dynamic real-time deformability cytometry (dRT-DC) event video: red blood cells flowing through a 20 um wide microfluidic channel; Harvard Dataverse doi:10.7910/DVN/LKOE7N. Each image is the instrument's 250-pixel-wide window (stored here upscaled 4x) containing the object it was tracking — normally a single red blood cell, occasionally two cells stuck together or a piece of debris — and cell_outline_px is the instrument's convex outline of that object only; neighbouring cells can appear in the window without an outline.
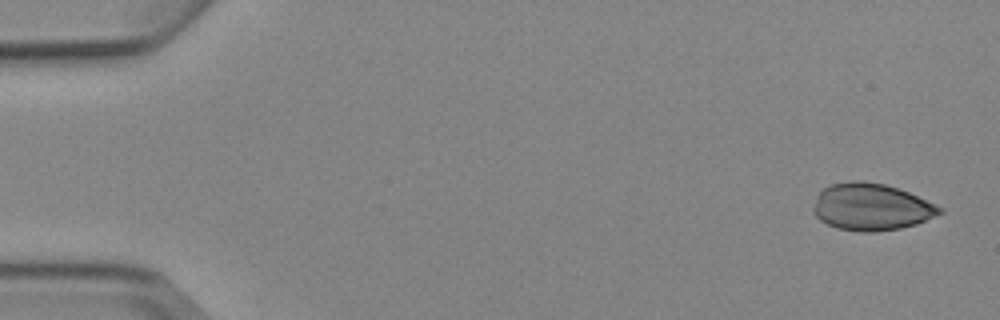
{"species": "Egyptian fruit bat (a non-hibernating species)", "species_latin": "Rousettus aegyptiacus", "temperature_condition": "cold", "stored_images_in_passage": 8, "camera_frame_rate_fps": 3000, "um_per_image_px": 0.085, "animal": {"sex": "female"}, "frame": {"image": 1, "passage_image": 1, "time_ms": 0.0, "image_size_px": [1000, 320], "cell_outline_px": [[944, 212], [916, 224], [900, 228], [876, 232], [860, 232], [836, 228], [820, 220], [812, 212], [812, 208], [816, 196], [824, 188], [832, 184], [852, 180], [860, 180], [884, 184], [908, 192], [944, 208]], "centroid_in_image_um": [74.04, 17.6], "position_along_channel_um": 11.0, "area_um2": 34.62}}
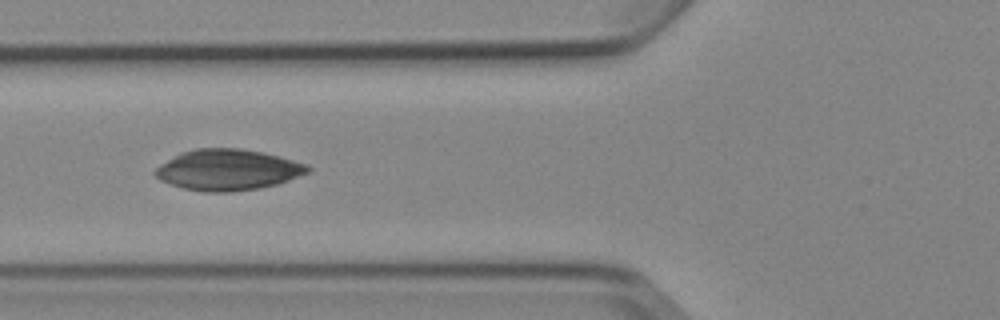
{"frame": {"image": 2, "passage_image": 6, "time_ms": 6.0, "image_size_px": [1000, 320], "cell_outline_px": [[312, 172], [276, 184], [260, 188], [228, 192], [204, 192], [184, 188], [160, 180], [152, 172], [160, 164], [180, 152], [196, 148], [240, 148], [264, 152], [308, 164], [312, 168]], "centroid_in_image_um": [19.39, 14.43], "position_along_channel_um": 106.4, "area_um2": 36.59}}
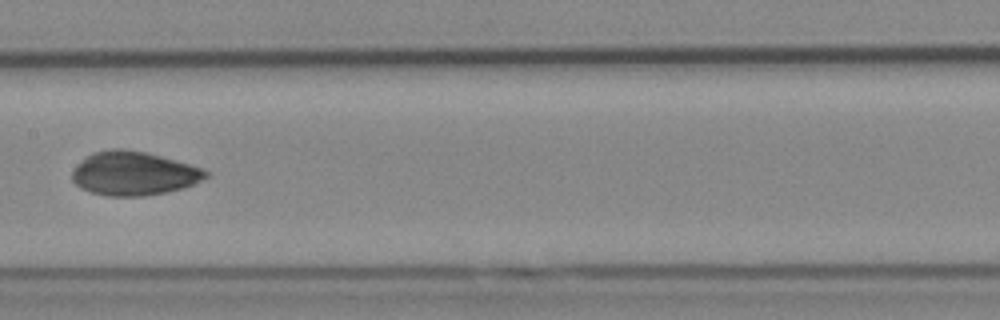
{"frame": {"image": 3, "passage_image": 8, "time_ms": 8.333, "image_size_px": [1000, 320], "cell_outline_px": [[208, 176], [184, 188], [144, 196], [108, 196], [92, 192], [80, 188], [72, 180], [72, 172], [92, 152], [112, 148], [120, 148], [144, 152], [176, 160], [204, 168], [208, 172]], "centroid_in_image_um": [11.38, 14.74], "position_along_channel_um": 196.0, "area_um2": 33.76}}